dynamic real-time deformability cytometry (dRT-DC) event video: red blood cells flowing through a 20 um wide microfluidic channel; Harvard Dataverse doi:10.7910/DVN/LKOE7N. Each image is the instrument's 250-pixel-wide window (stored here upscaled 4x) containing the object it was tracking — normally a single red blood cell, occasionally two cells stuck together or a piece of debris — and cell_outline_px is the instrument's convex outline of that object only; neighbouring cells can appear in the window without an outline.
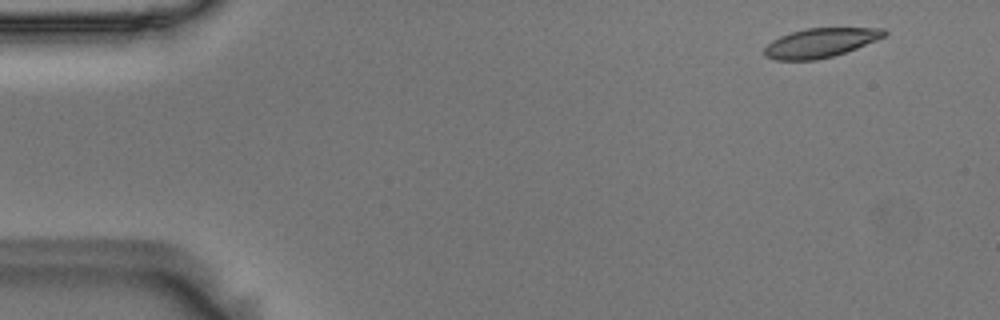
{"species": "Egyptian fruit bat (a non-hibernating species)", "species_latin": "Rousettus aegyptiacus", "temperature_condition": "room temperature", "stored_images_in_passage": 5, "camera_frame_rate_fps": 3000, "um_per_image_px": 0.085, "animal": {"sex": "male"}, "frame": {"image": 1, "passage_image": 2, "time_ms": 0.333, "image_size_px": [1000, 320], "cell_outline_px": [[888, 32], [884, 36], [876, 40], [856, 48], [832, 56], [816, 60], [776, 60], [764, 56], [764, 48], [772, 40], [780, 36], [804, 28], [884, 28]], "centroid_in_image_um": [69.71, 3.63], "position_along_channel_um": 15.3, "area_um2": 20.29}}
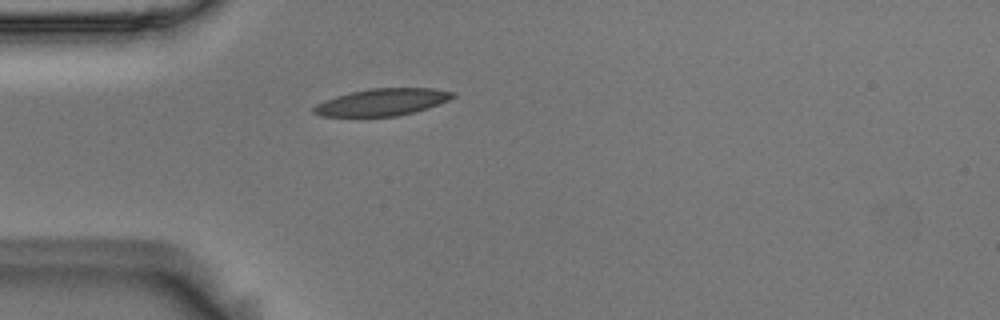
{"frame": {"image": 2, "passage_image": 5, "time_ms": 1.333, "image_size_px": [1000, 320], "cell_outline_px": [[456, 96], [448, 100], [428, 108], [396, 116], [320, 116], [312, 112], [312, 108], [316, 104], [324, 100], [336, 96], [352, 92], [372, 88], [436, 88], [456, 92]], "centroid_in_image_um": [32.5, 8.67], "position_along_channel_um": 52.5, "area_um2": 21.85}}